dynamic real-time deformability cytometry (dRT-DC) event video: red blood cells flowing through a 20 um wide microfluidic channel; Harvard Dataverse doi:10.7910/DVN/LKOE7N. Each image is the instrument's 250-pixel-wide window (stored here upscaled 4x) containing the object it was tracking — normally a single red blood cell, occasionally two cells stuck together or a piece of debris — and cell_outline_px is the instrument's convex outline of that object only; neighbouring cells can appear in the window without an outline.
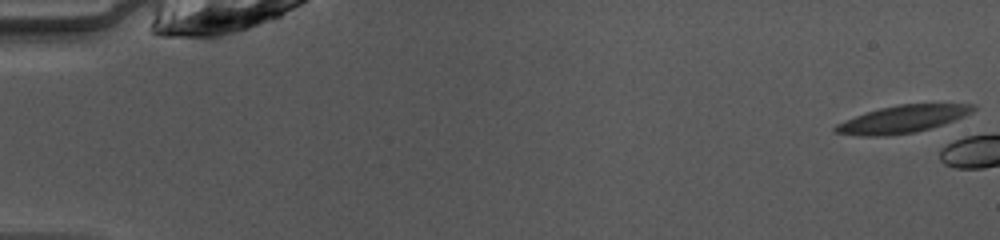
{"species": "common noctule bat (a hibernating species)", "species_latin": "Nyctalus noctula", "temperature_condition": "warm", "stored_images_in_passage": 4, "camera_frame_rate_fps": 3000, "um_per_image_px": 0.085, "animal": {"sex": "female", "body_mass_g": 10.0, "forearm_length_mm": 53.1}, "frame": {"image": 1, "passage_image": 1, "time_ms": 0.0, "image_size_px": [1000, 240], "cell_outline_px": [[976, 108], [972, 112], [964, 116], [944, 124], [932, 128], [916, 132], [884, 136], [860, 136], [832, 132], [832, 128], [836, 124], [844, 120], [864, 112], [880, 108], [900, 104], [972, 104]], "centroid_in_image_um": [76.66, 10.14], "position_along_channel_um": 8.3, "area_um2": 22.08}}